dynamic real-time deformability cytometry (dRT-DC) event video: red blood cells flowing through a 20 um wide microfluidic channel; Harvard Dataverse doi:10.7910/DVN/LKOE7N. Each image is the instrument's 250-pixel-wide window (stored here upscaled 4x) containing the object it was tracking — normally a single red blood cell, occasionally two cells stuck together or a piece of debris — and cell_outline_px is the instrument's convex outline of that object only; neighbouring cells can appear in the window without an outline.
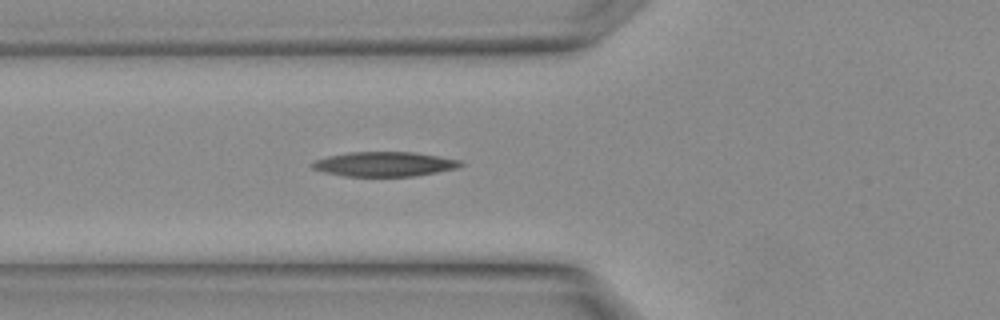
{"species": "Egyptian fruit bat (a non-hibernating species)", "species_latin": "Rousettus aegyptiacus", "temperature_condition": "warm", "stored_images_in_passage": 7, "camera_frame_rate_fps": 3000, "um_per_image_px": 0.085, "animal": {"sex": "female"}, "frame": {"image": 1, "passage_image": 5, "time_ms": 1.333, "image_size_px": [1000, 320], "cell_outline_px": [[464, 164], [456, 168], [436, 172], [412, 176], [348, 176], [324, 172], [312, 168], [312, 164], [316, 160], [328, 156], [348, 152], [412, 152], [440, 156], [460, 160]], "centroid_in_image_um": [32.69, 13.94], "position_along_channel_um": 93.1, "area_um2": 21.04}}
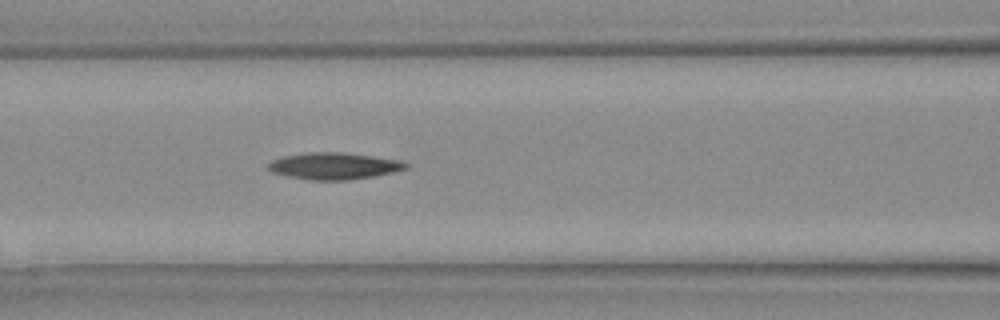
{"frame": {"image": 2, "passage_image": 7, "time_ms": 2.0, "image_size_px": [1000, 320], "cell_outline_px": [[408, 168], [392, 172], [372, 176], [348, 180], [308, 180], [288, 176], [272, 172], [268, 168], [268, 164], [272, 160], [284, 156], [308, 152], [340, 152], [372, 156], [400, 160], [408, 164]], "centroid_in_image_um": [28.37, 14.11], "position_along_channel_um": 138.2, "area_um2": 21.27}}